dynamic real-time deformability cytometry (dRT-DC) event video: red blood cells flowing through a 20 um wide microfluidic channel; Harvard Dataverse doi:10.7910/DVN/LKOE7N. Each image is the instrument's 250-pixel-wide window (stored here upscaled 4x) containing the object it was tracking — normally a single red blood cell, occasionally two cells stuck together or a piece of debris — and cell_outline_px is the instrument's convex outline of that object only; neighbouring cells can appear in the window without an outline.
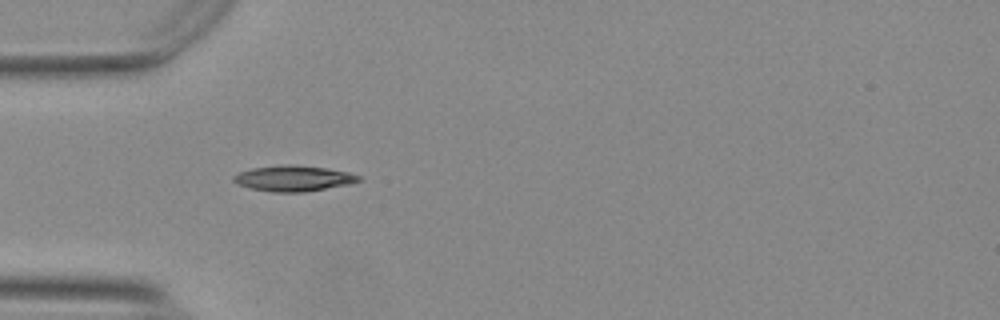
{"species": "Egyptian fruit bat (a non-hibernating species)", "species_latin": "Rousettus aegyptiacus", "temperature_condition": "warm", "stored_images_in_passage": 4, "camera_frame_rate_fps": 3000, "um_per_image_px": 0.085, "animal": {"sex": "female"}, "frame": {"image": 1, "passage_image": 1, "time_ms": 0.0, "image_size_px": [1000, 320], "cell_outline_px": [[360, 180], [348, 184], [304, 192], [272, 192], [252, 188], [236, 184], [232, 180], [232, 176], [240, 172], [252, 168], [284, 164], [292, 164], [324, 168], [348, 172], [360, 176]], "centroid_in_image_um": [24.9, 15.16], "position_along_channel_um": 60.1, "area_um2": 18.55}}
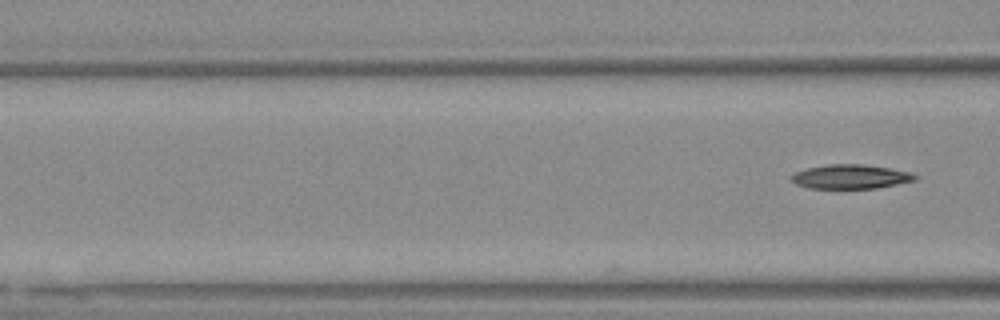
{"frame": {"image": 2, "passage_image": 4, "time_ms": 1.0, "image_size_px": [1000, 320], "cell_outline_px": [[916, 180], [876, 188], [808, 188], [796, 184], [792, 180], [792, 176], [796, 172], [808, 168], [828, 164], [864, 164], [888, 168], [908, 172], [916, 176]], "centroid_in_image_um": [72.28, 15.01], "position_along_channel_um": 94.3, "area_um2": 17.11}}